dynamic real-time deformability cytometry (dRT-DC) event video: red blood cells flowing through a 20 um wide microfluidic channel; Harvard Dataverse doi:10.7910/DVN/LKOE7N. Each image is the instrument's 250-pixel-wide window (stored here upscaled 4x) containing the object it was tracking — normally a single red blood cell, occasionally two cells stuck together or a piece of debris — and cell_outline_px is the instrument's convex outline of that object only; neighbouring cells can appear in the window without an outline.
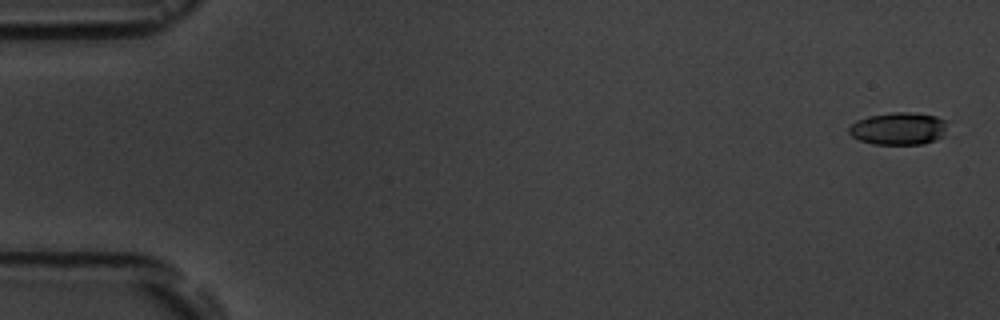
{"species": "common noctule bat (a hibernating species)", "species_latin": "Nyctalus noctula", "temperature_condition": "room temperature", "stored_images_in_passage": 7, "camera_frame_rate_fps": 3000, "um_per_image_px": 0.085, "animal": {"sex": "male", "body_mass_g": 19.5, "forearm_length_mm": 54.6}, "frame": {"image": 1, "passage_image": 1, "time_ms": 0.0, "image_size_px": [1000, 320], "cell_outline_px": [[948, 120], [944, 136], [936, 140], [924, 144], [872, 144], [860, 140], [852, 136], [848, 132], [848, 128], [856, 120], [868, 116], [892, 112], [908, 112], [936, 116]], "centroid_in_image_um": [76.4, 10.93], "position_along_channel_um": 8.6, "area_um2": 18.84}}
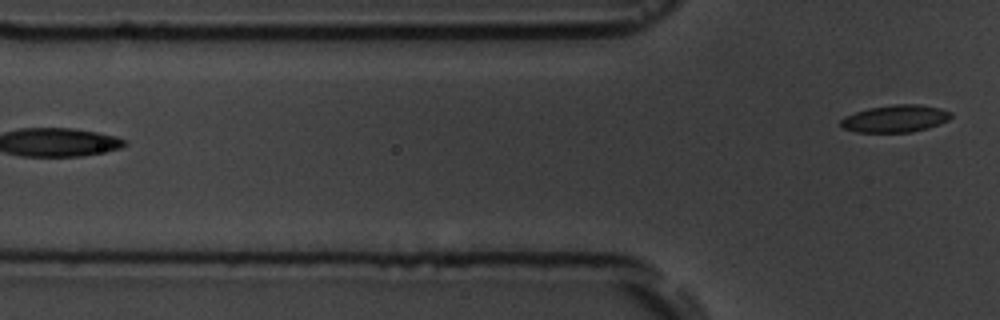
{"frame": {"image": 2, "passage_image": 7, "time_ms": 7.0, "image_size_px": [1000, 320], "cell_outline_px": [[952, 116], [948, 120], [940, 124], [928, 128], [912, 132], [856, 132], [844, 128], [840, 124], [840, 120], [844, 116], [868, 108], [892, 104], [916, 104], [940, 108], [952, 112]], "centroid_in_image_um": [76.11, 10.08], "position_along_channel_um": 49.7, "area_um2": 17.57}}